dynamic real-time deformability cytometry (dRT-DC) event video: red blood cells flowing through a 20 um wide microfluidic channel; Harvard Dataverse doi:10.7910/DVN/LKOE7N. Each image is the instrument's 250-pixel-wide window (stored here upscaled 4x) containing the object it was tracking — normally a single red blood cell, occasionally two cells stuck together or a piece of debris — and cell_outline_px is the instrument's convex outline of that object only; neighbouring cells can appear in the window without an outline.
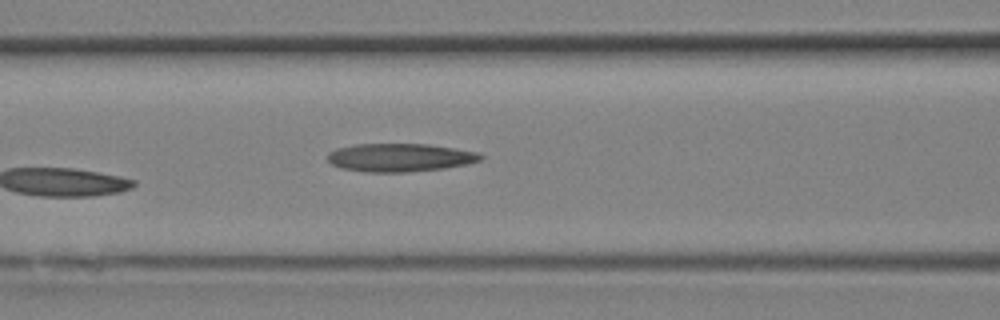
{"species": "Egyptian fruit bat (a non-hibernating species)", "species_latin": "Rousettus aegyptiacus", "temperature_condition": "room temperature", "stored_images_in_passage": 9, "camera_frame_rate_fps": 3000, "um_per_image_px": 0.085, "animal": {"sex": "female"}, "frame": {"image": 1, "passage_image": 9, "time_ms": 2.667, "image_size_px": [1000, 320], "cell_outline_px": [[484, 156], [480, 160], [468, 164], [444, 168], [404, 172], [368, 172], [340, 168], [332, 164], [328, 160], [328, 152], [336, 148], [356, 144], [428, 144], [480, 152]], "centroid_in_image_um": [34.0, 13.38], "position_along_channel_um": 132.6, "area_um2": 25.2}}